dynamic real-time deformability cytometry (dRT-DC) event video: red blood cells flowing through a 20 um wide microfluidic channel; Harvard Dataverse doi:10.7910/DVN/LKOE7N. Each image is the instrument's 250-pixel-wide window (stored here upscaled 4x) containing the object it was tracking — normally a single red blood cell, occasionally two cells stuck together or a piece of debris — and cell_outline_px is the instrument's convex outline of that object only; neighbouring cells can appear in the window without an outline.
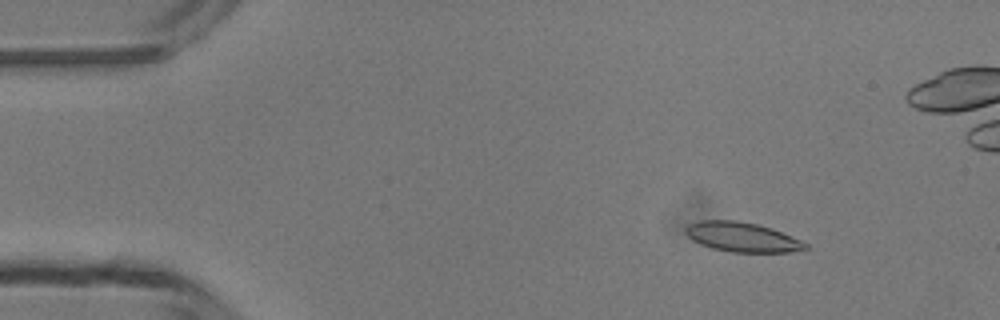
{"species": "common noctule bat (a hibernating species)", "species_latin": "Nyctalus noctula", "temperature_condition": "room temperature", "stored_images_in_passage": 49, "camera_frame_rate_fps": 3000, "um_per_image_px": 0.085, "animal": {"sex": "male", "body_mass_g": 13.3}, "frame": {"image": 1, "passage_image": 6, "time_ms": 1.667, "image_size_px": [1000, 320], "cell_outline_px": [[808, 248], [788, 252], [732, 252], [712, 248], [700, 244], [692, 240], [684, 232], [684, 228], [688, 224], [700, 220], [736, 220], [756, 224], [772, 228], [800, 240], [808, 244]], "centroid_in_image_um": [63.03, 20.14], "position_along_channel_um": 22.0, "area_um2": 20.63}}
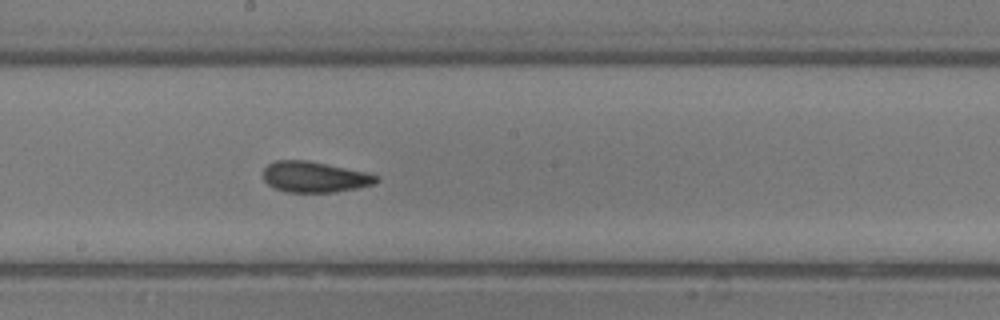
{"frame": {"image": 2, "passage_image": 26, "time_ms": 8.333, "image_size_px": [1000, 320], "cell_outline_px": [[380, 180], [372, 184], [360, 188], [336, 192], [288, 192], [272, 188], [264, 180], [264, 168], [268, 164], [276, 160], [308, 160], [364, 172], [380, 176]], "centroid_in_image_um": [26.74, 15.05], "position_along_channel_um": 221.5, "area_um2": 20.35}}
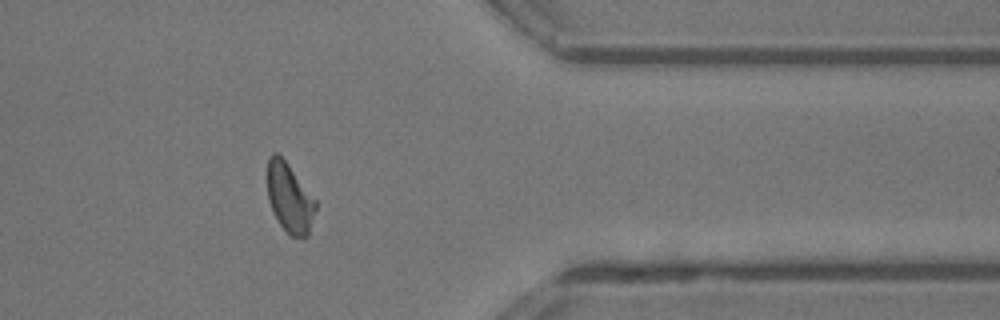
{"frame": {"image": 3, "passage_image": 39, "time_ms": 12.667, "image_size_px": [1000, 320], "cell_outline_px": [[316, 208], [308, 236], [304, 240], [292, 236], [280, 224], [272, 212], [268, 200], [268, 160], [272, 152], [276, 152], [288, 164], [316, 200]], "centroid_in_image_um": [24.62, 16.86], "position_along_channel_um": 386.8, "area_um2": 19.42}, "authors_computed_cell_mechanics": {"area_um2": 20.2878, "velocity_mm_per_s": 4.2296, "shape_relaxation_time_tau1_ms": 4.2161, "shape_relaxation_time_tau2_ms": 1.7937, "deformation_change_tau1": 0.1584, "deformation_change_tau2": 0.0905}}